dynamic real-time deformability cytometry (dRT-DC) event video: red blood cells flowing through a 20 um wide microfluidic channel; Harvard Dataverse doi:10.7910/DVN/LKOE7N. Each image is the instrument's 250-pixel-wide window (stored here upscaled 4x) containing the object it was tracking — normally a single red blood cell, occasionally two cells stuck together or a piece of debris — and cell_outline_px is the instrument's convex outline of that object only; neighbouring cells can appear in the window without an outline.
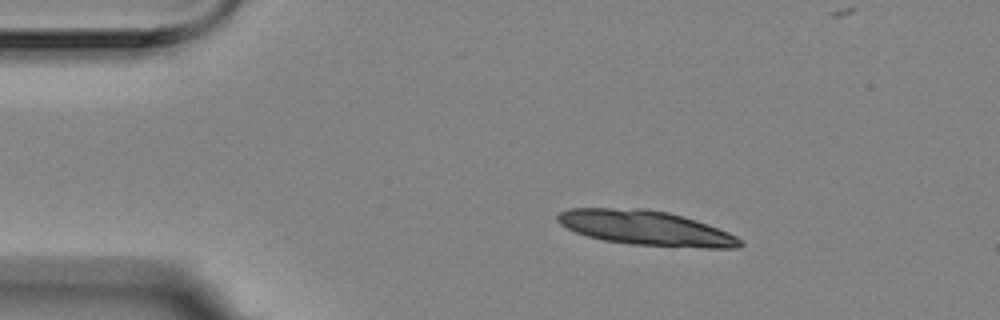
{"species": "Egyptian fruit bat (a non-hibernating species)", "species_latin": "Rousettus aegyptiacus", "temperature_condition": "room temperature", "stored_images_in_passage": 3, "segment_of_instrument_passage": [1, 2], "camera_frame_rate_fps": 3000, "um_per_image_px": 0.085, "animal": {"sex": "female"}, "frame": {"image": 1, "passage_image": 1, "time_ms": 0.0, "image_size_px": [1000, 320], "cell_outline_px": [[744, 244], [740, 248], [704, 248], [628, 244], [604, 240], [588, 236], [576, 232], [560, 224], [556, 220], [556, 216], [560, 212], [568, 208], [644, 208], [668, 212], [728, 232], [736, 236]], "centroid_in_image_um": [54.86, 19.38], "position_along_channel_um": 30.1, "area_um2": 36.65}}